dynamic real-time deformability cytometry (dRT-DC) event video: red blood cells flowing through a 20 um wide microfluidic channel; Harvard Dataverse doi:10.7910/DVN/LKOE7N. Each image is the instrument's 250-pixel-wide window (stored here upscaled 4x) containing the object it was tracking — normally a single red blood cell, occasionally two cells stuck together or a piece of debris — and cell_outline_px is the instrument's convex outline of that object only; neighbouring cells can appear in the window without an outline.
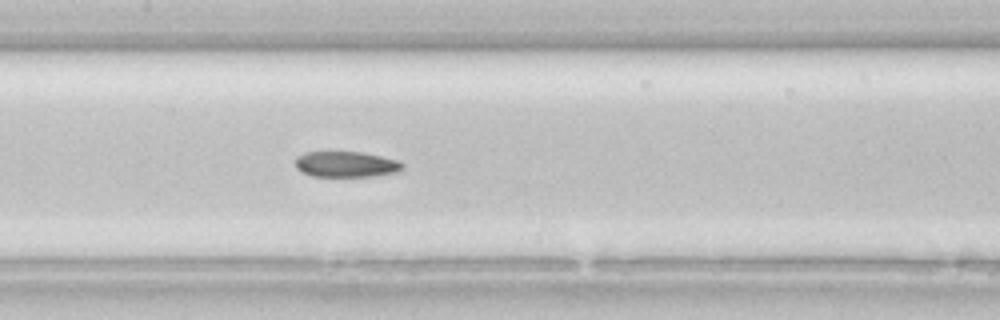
{"species": "common noctule bat (a hibernating species)", "species_latin": "Nyctalus noctula", "temperature_condition": "room temperature", "stored_images_in_passage": 35, "camera_frame_rate_fps": 3000, "um_per_image_px": 0.085, "animal": {"sex": "female", "body_mass_g": 22.7, "forearm_length_mm": 54.2}, "frame": {"image": 1, "passage_image": 11, "time_ms": 3.333, "image_size_px": [1000, 320], "cell_outline_px": [[404, 168], [400, 172], [372, 176], [312, 176], [300, 172], [296, 168], [296, 156], [304, 152], [364, 152], [400, 160], [404, 164]], "centroid_in_image_um": [29.45, 13.96], "position_along_channel_um": 177.9, "area_um2": 16.36}}